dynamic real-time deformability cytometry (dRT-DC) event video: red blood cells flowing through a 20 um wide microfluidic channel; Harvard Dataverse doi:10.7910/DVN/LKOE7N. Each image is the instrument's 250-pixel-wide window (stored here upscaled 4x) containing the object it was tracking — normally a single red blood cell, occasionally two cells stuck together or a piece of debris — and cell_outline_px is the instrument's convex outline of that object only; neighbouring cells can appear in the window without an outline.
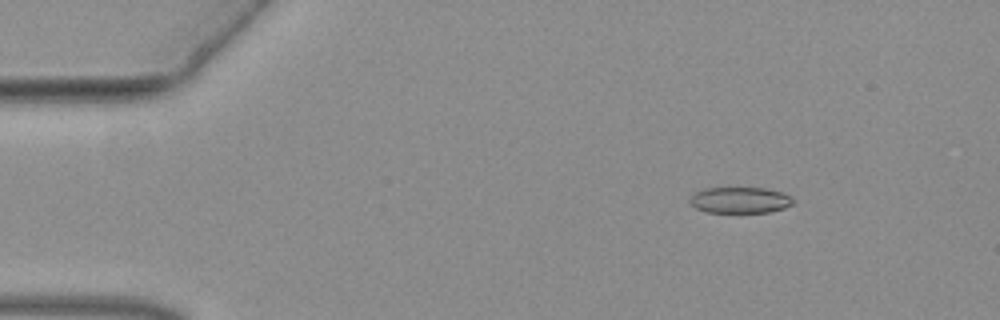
{"species": "common noctule bat (a hibernating species)", "species_latin": "Nyctalus noctula", "temperature_condition": "warm", "stored_images_in_passage": 54, "camera_frame_rate_fps": 3000, "um_per_image_px": 0.085, "animal": {"sex": "female", "body_mass_g": 19.3, "forearm_length_mm": 54.1}, "frame": {"image": 1, "passage_image": 8, "time_ms": 2.333, "image_size_px": [1000, 320], "cell_outline_px": [[796, 200], [792, 204], [784, 208], [768, 212], [708, 212], [696, 208], [688, 200], [696, 192], [704, 188], [764, 188], [784, 192], [792, 196]], "centroid_in_image_um": [62.95, 17.0], "position_along_channel_um": 22.0, "area_um2": 15.72}}
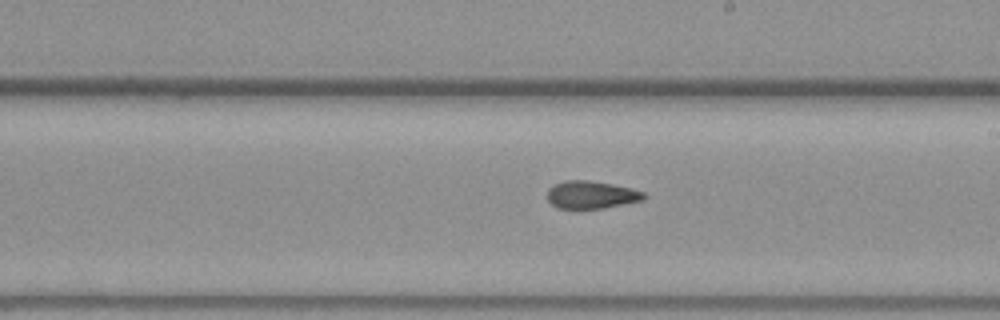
{"frame": {"image": 2, "passage_image": 31, "time_ms": 10.0, "image_size_px": [1000, 320], "cell_outline_px": [[648, 196], [644, 200], [604, 208], [576, 212], [556, 208], [548, 200], [548, 188], [552, 184], [564, 180], [588, 180], [612, 184], [632, 188], [644, 192]], "centroid_in_image_um": [50.23, 16.6], "position_along_channel_um": 238.8, "area_um2": 16.42}}
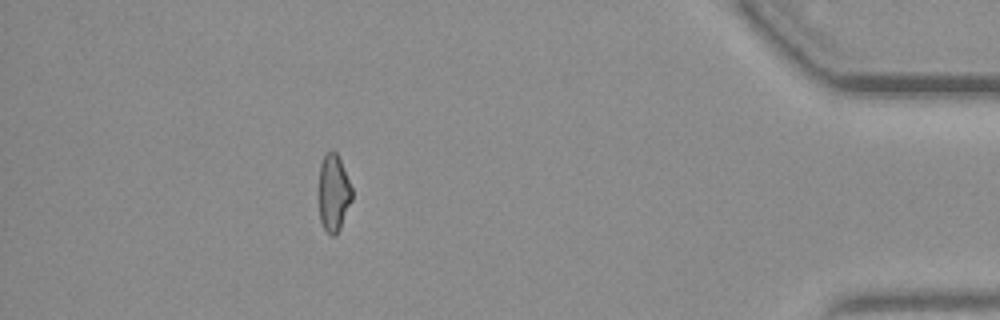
{"frame": {"image": 3, "passage_image": 48, "time_ms": 15.667, "image_size_px": [1000, 320], "cell_outline_px": [[352, 200], [340, 228], [336, 236], [332, 236], [324, 228], [320, 220], [320, 164], [324, 156], [332, 148], [336, 152], [340, 160], [352, 188]], "centroid_in_image_um": [28.37, 16.4], "position_along_channel_um": 406.8, "area_um2": 14.62}}